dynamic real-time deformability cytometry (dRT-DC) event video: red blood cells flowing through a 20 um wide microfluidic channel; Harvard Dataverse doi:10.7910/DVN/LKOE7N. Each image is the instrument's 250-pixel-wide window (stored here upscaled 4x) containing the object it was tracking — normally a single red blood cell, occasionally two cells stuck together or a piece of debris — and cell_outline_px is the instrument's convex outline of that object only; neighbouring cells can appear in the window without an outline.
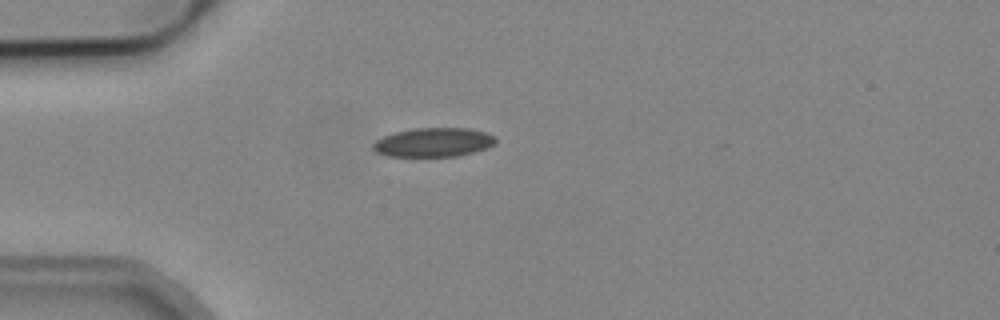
{"species": "common noctule bat (a hibernating species)", "species_latin": "Nyctalus noctula", "temperature_condition": "cold", "stored_images_in_passage": 5, "camera_frame_rate_fps": 3000, "um_per_image_px": 0.085, "animal": {"sex": "male", "body_mass_g": 19.2, "forearm_length_mm": 51.8}, "frame": {"image": 1, "passage_image": 5, "time_ms": 6.333, "image_size_px": [1000, 320], "cell_outline_px": [[496, 144], [488, 148], [456, 156], [388, 156], [376, 152], [372, 148], [372, 144], [376, 140], [384, 136], [396, 132], [412, 128], [468, 128], [488, 132], [496, 136]], "centroid_in_image_um": [36.88, 12.09], "position_along_channel_um": 48.1, "area_um2": 20.87}}